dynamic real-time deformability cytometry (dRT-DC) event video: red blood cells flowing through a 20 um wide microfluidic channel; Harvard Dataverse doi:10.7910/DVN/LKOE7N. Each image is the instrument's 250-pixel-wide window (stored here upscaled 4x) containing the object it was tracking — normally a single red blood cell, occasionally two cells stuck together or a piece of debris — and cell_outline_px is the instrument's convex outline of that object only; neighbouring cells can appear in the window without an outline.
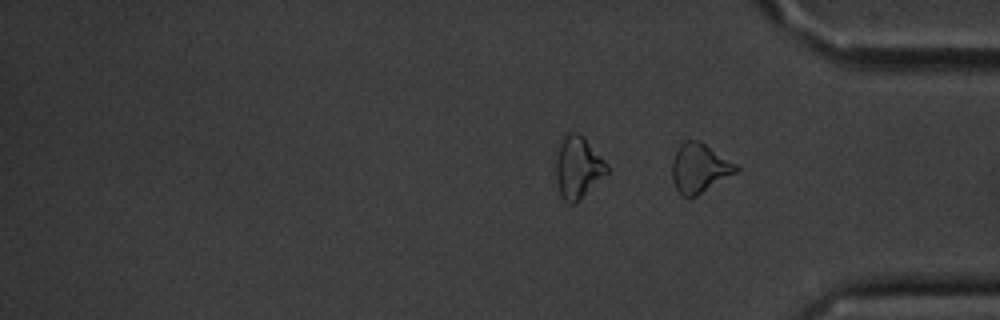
{"species": "common noctule bat (a hibernating species)", "species_latin": "Nyctalus noctula", "temperature_condition": "cold", "stored_images_in_passage": 15, "segment_of_instrument_passage": [2, 2], "camera_frame_rate_fps": 3000, "um_per_image_px": 0.085, "animal": {"sex": "male", "body_mass_g": 20.1, "forearm_length_mm": 53.5}, "frame": {"image": 1, "passage_image": 15, "time_ms": 18.333, "image_size_px": [1000, 320], "cell_outline_px": [[740, 172], [696, 196], [688, 200], [676, 188], [672, 180], [672, 160], [680, 144], [684, 140], [700, 140], [736, 164], [740, 168]], "centroid_in_image_um": [59.48, 14.3], "position_along_channel_um": 375.7, "area_um2": 18.67}}